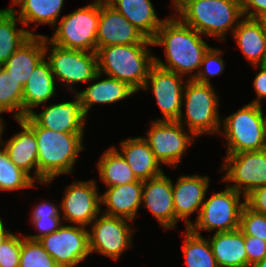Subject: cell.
<instances>
[{"label":"cell","instance_id":"obj_1","mask_svg":"<svg viewBox=\"0 0 266 267\" xmlns=\"http://www.w3.org/2000/svg\"><path fill=\"white\" fill-rule=\"evenodd\" d=\"M199 34L180 19H165L152 42L153 45L165 47L168 64L156 57L155 64L181 76L200 68L203 56L210 46Z\"/></svg>","mask_w":266,"mask_h":267},{"label":"cell","instance_id":"obj_2","mask_svg":"<svg viewBox=\"0 0 266 267\" xmlns=\"http://www.w3.org/2000/svg\"><path fill=\"white\" fill-rule=\"evenodd\" d=\"M23 120L35 131L38 150V182L50 183L59 174L70 173L83 150L84 133H63L40 127L29 115Z\"/></svg>","mask_w":266,"mask_h":267},{"label":"cell","instance_id":"obj_3","mask_svg":"<svg viewBox=\"0 0 266 267\" xmlns=\"http://www.w3.org/2000/svg\"><path fill=\"white\" fill-rule=\"evenodd\" d=\"M153 43L110 45L96 48L98 72L127 83L138 92L143 88L155 57L146 48Z\"/></svg>","mask_w":266,"mask_h":267},{"label":"cell","instance_id":"obj_4","mask_svg":"<svg viewBox=\"0 0 266 267\" xmlns=\"http://www.w3.org/2000/svg\"><path fill=\"white\" fill-rule=\"evenodd\" d=\"M176 11L179 19L196 30L223 40L228 29L233 31L244 16L241 0H187ZM235 25V27H233Z\"/></svg>","mask_w":266,"mask_h":267},{"label":"cell","instance_id":"obj_5","mask_svg":"<svg viewBox=\"0 0 266 267\" xmlns=\"http://www.w3.org/2000/svg\"><path fill=\"white\" fill-rule=\"evenodd\" d=\"M223 121L227 154L266 149V116L263 117L262 106L248 103Z\"/></svg>","mask_w":266,"mask_h":267},{"label":"cell","instance_id":"obj_6","mask_svg":"<svg viewBox=\"0 0 266 267\" xmlns=\"http://www.w3.org/2000/svg\"><path fill=\"white\" fill-rule=\"evenodd\" d=\"M100 4L92 3L65 15L48 40L67 49L96 52Z\"/></svg>","mask_w":266,"mask_h":267},{"label":"cell","instance_id":"obj_7","mask_svg":"<svg viewBox=\"0 0 266 267\" xmlns=\"http://www.w3.org/2000/svg\"><path fill=\"white\" fill-rule=\"evenodd\" d=\"M183 91L186 105V124L192 137L201 134L219 133L220 117L218 98L211 84H202L189 79Z\"/></svg>","mask_w":266,"mask_h":267},{"label":"cell","instance_id":"obj_8","mask_svg":"<svg viewBox=\"0 0 266 267\" xmlns=\"http://www.w3.org/2000/svg\"><path fill=\"white\" fill-rule=\"evenodd\" d=\"M242 193L227 186V189L213 194L204 201L199 210L195 224L189 228L200 235L198 230H214L217 232H229L239 229L240 215L244 202L240 203Z\"/></svg>","mask_w":266,"mask_h":267},{"label":"cell","instance_id":"obj_9","mask_svg":"<svg viewBox=\"0 0 266 267\" xmlns=\"http://www.w3.org/2000/svg\"><path fill=\"white\" fill-rule=\"evenodd\" d=\"M46 43L52 46L48 62L53 75L69 84V88L71 84L86 83L101 77L96 52L63 48L51 43L47 38Z\"/></svg>","mask_w":266,"mask_h":267},{"label":"cell","instance_id":"obj_10","mask_svg":"<svg viewBox=\"0 0 266 267\" xmlns=\"http://www.w3.org/2000/svg\"><path fill=\"white\" fill-rule=\"evenodd\" d=\"M223 169L224 181L235 182L230 186L245 197L254 189L266 186V149L227 154Z\"/></svg>","mask_w":266,"mask_h":267},{"label":"cell","instance_id":"obj_11","mask_svg":"<svg viewBox=\"0 0 266 267\" xmlns=\"http://www.w3.org/2000/svg\"><path fill=\"white\" fill-rule=\"evenodd\" d=\"M88 232L83 226L61 225L38 242L60 267H75L90 254Z\"/></svg>","mask_w":266,"mask_h":267},{"label":"cell","instance_id":"obj_12","mask_svg":"<svg viewBox=\"0 0 266 267\" xmlns=\"http://www.w3.org/2000/svg\"><path fill=\"white\" fill-rule=\"evenodd\" d=\"M89 234V249L115 260L131 244L132 230L125 218L110 216L103 213L92 222Z\"/></svg>","mask_w":266,"mask_h":267},{"label":"cell","instance_id":"obj_13","mask_svg":"<svg viewBox=\"0 0 266 267\" xmlns=\"http://www.w3.org/2000/svg\"><path fill=\"white\" fill-rule=\"evenodd\" d=\"M144 138L160 163L176 166L186 147L191 145V136L183 132V123L155 120Z\"/></svg>","mask_w":266,"mask_h":267},{"label":"cell","instance_id":"obj_14","mask_svg":"<svg viewBox=\"0 0 266 267\" xmlns=\"http://www.w3.org/2000/svg\"><path fill=\"white\" fill-rule=\"evenodd\" d=\"M148 79L152 84V91L164 115V118L159 120L178 121L182 124L184 87L182 86L181 75L154 64L149 71L143 86L144 89L149 88Z\"/></svg>","mask_w":266,"mask_h":267},{"label":"cell","instance_id":"obj_15","mask_svg":"<svg viewBox=\"0 0 266 267\" xmlns=\"http://www.w3.org/2000/svg\"><path fill=\"white\" fill-rule=\"evenodd\" d=\"M61 203L64 220L85 227L100 213V195L95 180L76 182L68 187Z\"/></svg>","mask_w":266,"mask_h":267},{"label":"cell","instance_id":"obj_16","mask_svg":"<svg viewBox=\"0 0 266 267\" xmlns=\"http://www.w3.org/2000/svg\"><path fill=\"white\" fill-rule=\"evenodd\" d=\"M138 43L153 42L110 4H100L97 48Z\"/></svg>","mask_w":266,"mask_h":267},{"label":"cell","instance_id":"obj_17","mask_svg":"<svg viewBox=\"0 0 266 267\" xmlns=\"http://www.w3.org/2000/svg\"><path fill=\"white\" fill-rule=\"evenodd\" d=\"M165 229L175 228L172 180L164 173L143 181L142 201Z\"/></svg>","mask_w":266,"mask_h":267},{"label":"cell","instance_id":"obj_18","mask_svg":"<svg viewBox=\"0 0 266 267\" xmlns=\"http://www.w3.org/2000/svg\"><path fill=\"white\" fill-rule=\"evenodd\" d=\"M75 101L63 102L46 107L40 114H28L40 127L63 133H83L84 114L80 97Z\"/></svg>","mask_w":266,"mask_h":267},{"label":"cell","instance_id":"obj_19","mask_svg":"<svg viewBox=\"0 0 266 267\" xmlns=\"http://www.w3.org/2000/svg\"><path fill=\"white\" fill-rule=\"evenodd\" d=\"M208 186L209 178L198 175H184L175 185L172 183L175 216L178 220L186 219L187 228L193 224L187 217L202 207Z\"/></svg>","mask_w":266,"mask_h":267},{"label":"cell","instance_id":"obj_20","mask_svg":"<svg viewBox=\"0 0 266 267\" xmlns=\"http://www.w3.org/2000/svg\"><path fill=\"white\" fill-rule=\"evenodd\" d=\"M48 49L45 36L32 35L4 63V69L24 86L35 67L46 57Z\"/></svg>","mask_w":266,"mask_h":267},{"label":"cell","instance_id":"obj_21","mask_svg":"<svg viewBox=\"0 0 266 267\" xmlns=\"http://www.w3.org/2000/svg\"><path fill=\"white\" fill-rule=\"evenodd\" d=\"M143 181L108 187L100 195L101 203L108 206L104 213L110 216L134 220L142 201Z\"/></svg>","mask_w":266,"mask_h":267},{"label":"cell","instance_id":"obj_22","mask_svg":"<svg viewBox=\"0 0 266 267\" xmlns=\"http://www.w3.org/2000/svg\"><path fill=\"white\" fill-rule=\"evenodd\" d=\"M122 153L138 180H148L163 173L160 162L143 137L129 138L121 142Z\"/></svg>","mask_w":266,"mask_h":267},{"label":"cell","instance_id":"obj_23","mask_svg":"<svg viewBox=\"0 0 266 267\" xmlns=\"http://www.w3.org/2000/svg\"><path fill=\"white\" fill-rule=\"evenodd\" d=\"M209 243L218 267H248L244 234L240 229L215 232Z\"/></svg>","mask_w":266,"mask_h":267},{"label":"cell","instance_id":"obj_24","mask_svg":"<svg viewBox=\"0 0 266 267\" xmlns=\"http://www.w3.org/2000/svg\"><path fill=\"white\" fill-rule=\"evenodd\" d=\"M23 131L15 134L7 141L4 148L10 160L29 176L30 170L36 167L33 180H38V150L35 131L23 120L17 119Z\"/></svg>","mask_w":266,"mask_h":267},{"label":"cell","instance_id":"obj_25","mask_svg":"<svg viewBox=\"0 0 266 267\" xmlns=\"http://www.w3.org/2000/svg\"><path fill=\"white\" fill-rule=\"evenodd\" d=\"M55 76L45 58L35 67L23 89V118L55 94Z\"/></svg>","mask_w":266,"mask_h":267},{"label":"cell","instance_id":"obj_26","mask_svg":"<svg viewBox=\"0 0 266 267\" xmlns=\"http://www.w3.org/2000/svg\"><path fill=\"white\" fill-rule=\"evenodd\" d=\"M110 5L151 40L165 21L158 19L150 0H113Z\"/></svg>","mask_w":266,"mask_h":267},{"label":"cell","instance_id":"obj_27","mask_svg":"<svg viewBox=\"0 0 266 267\" xmlns=\"http://www.w3.org/2000/svg\"><path fill=\"white\" fill-rule=\"evenodd\" d=\"M232 34L245 57L255 66L262 65L266 56V36L261 21L245 17Z\"/></svg>","mask_w":266,"mask_h":267},{"label":"cell","instance_id":"obj_28","mask_svg":"<svg viewBox=\"0 0 266 267\" xmlns=\"http://www.w3.org/2000/svg\"><path fill=\"white\" fill-rule=\"evenodd\" d=\"M135 92L127 83L108 77L76 94L80 97L84 114L87 115L90 107L95 103H114L131 96Z\"/></svg>","mask_w":266,"mask_h":267},{"label":"cell","instance_id":"obj_29","mask_svg":"<svg viewBox=\"0 0 266 267\" xmlns=\"http://www.w3.org/2000/svg\"><path fill=\"white\" fill-rule=\"evenodd\" d=\"M13 8L0 10V63L4 64L9 57L33 34L24 29H16V21L20 19Z\"/></svg>","mask_w":266,"mask_h":267},{"label":"cell","instance_id":"obj_30","mask_svg":"<svg viewBox=\"0 0 266 267\" xmlns=\"http://www.w3.org/2000/svg\"><path fill=\"white\" fill-rule=\"evenodd\" d=\"M98 169L101 180L108 187L138 181L124 157L113 147L99 159Z\"/></svg>","mask_w":266,"mask_h":267},{"label":"cell","instance_id":"obj_31","mask_svg":"<svg viewBox=\"0 0 266 267\" xmlns=\"http://www.w3.org/2000/svg\"><path fill=\"white\" fill-rule=\"evenodd\" d=\"M13 4L20 5L18 18L25 26L30 22L49 23L54 26L64 0H13Z\"/></svg>","mask_w":266,"mask_h":267},{"label":"cell","instance_id":"obj_32","mask_svg":"<svg viewBox=\"0 0 266 267\" xmlns=\"http://www.w3.org/2000/svg\"><path fill=\"white\" fill-rule=\"evenodd\" d=\"M182 251L187 267H218L209 240L194 233L190 228L186 229V239Z\"/></svg>","mask_w":266,"mask_h":267},{"label":"cell","instance_id":"obj_33","mask_svg":"<svg viewBox=\"0 0 266 267\" xmlns=\"http://www.w3.org/2000/svg\"><path fill=\"white\" fill-rule=\"evenodd\" d=\"M24 86L3 69L0 75V113L17 110L14 118L23 119Z\"/></svg>","mask_w":266,"mask_h":267},{"label":"cell","instance_id":"obj_34","mask_svg":"<svg viewBox=\"0 0 266 267\" xmlns=\"http://www.w3.org/2000/svg\"><path fill=\"white\" fill-rule=\"evenodd\" d=\"M32 176L18 168L9 158L6 149H0V191L18 190L34 186Z\"/></svg>","mask_w":266,"mask_h":267},{"label":"cell","instance_id":"obj_35","mask_svg":"<svg viewBox=\"0 0 266 267\" xmlns=\"http://www.w3.org/2000/svg\"><path fill=\"white\" fill-rule=\"evenodd\" d=\"M19 267H60L38 241L22 238Z\"/></svg>","mask_w":266,"mask_h":267},{"label":"cell","instance_id":"obj_36","mask_svg":"<svg viewBox=\"0 0 266 267\" xmlns=\"http://www.w3.org/2000/svg\"><path fill=\"white\" fill-rule=\"evenodd\" d=\"M239 229L244 236L266 241V214L255 212L245 204L240 215Z\"/></svg>","mask_w":266,"mask_h":267},{"label":"cell","instance_id":"obj_37","mask_svg":"<svg viewBox=\"0 0 266 267\" xmlns=\"http://www.w3.org/2000/svg\"><path fill=\"white\" fill-rule=\"evenodd\" d=\"M221 53V49H213L210 47L204 54L200 66V69L204 66V72L202 70H199L196 74L192 75L190 79H193L196 82L202 84H211L208 79V75L216 76L221 74L225 66L223 59L219 56Z\"/></svg>","mask_w":266,"mask_h":267},{"label":"cell","instance_id":"obj_38","mask_svg":"<svg viewBox=\"0 0 266 267\" xmlns=\"http://www.w3.org/2000/svg\"><path fill=\"white\" fill-rule=\"evenodd\" d=\"M22 239L11 234L0 244V267H19Z\"/></svg>","mask_w":266,"mask_h":267},{"label":"cell","instance_id":"obj_39","mask_svg":"<svg viewBox=\"0 0 266 267\" xmlns=\"http://www.w3.org/2000/svg\"><path fill=\"white\" fill-rule=\"evenodd\" d=\"M248 267L262 261L266 257V241L253 236H244Z\"/></svg>","mask_w":266,"mask_h":267},{"label":"cell","instance_id":"obj_40","mask_svg":"<svg viewBox=\"0 0 266 267\" xmlns=\"http://www.w3.org/2000/svg\"><path fill=\"white\" fill-rule=\"evenodd\" d=\"M60 217H41L37 220H34L32 223L37 229H39V235H29L26 238L33 241H38L42 237L55 232L60 226L61 221Z\"/></svg>","mask_w":266,"mask_h":267},{"label":"cell","instance_id":"obj_41","mask_svg":"<svg viewBox=\"0 0 266 267\" xmlns=\"http://www.w3.org/2000/svg\"><path fill=\"white\" fill-rule=\"evenodd\" d=\"M245 204L255 212L266 214V186L250 192L245 197Z\"/></svg>","mask_w":266,"mask_h":267},{"label":"cell","instance_id":"obj_42","mask_svg":"<svg viewBox=\"0 0 266 267\" xmlns=\"http://www.w3.org/2000/svg\"><path fill=\"white\" fill-rule=\"evenodd\" d=\"M242 11L246 18L260 19L266 16V0H241ZM253 9V11H249ZM255 11V12H254Z\"/></svg>","mask_w":266,"mask_h":267},{"label":"cell","instance_id":"obj_43","mask_svg":"<svg viewBox=\"0 0 266 267\" xmlns=\"http://www.w3.org/2000/svg\"><path fill=\"white\" fill-rule=\"evenodd\" d=\"M259 68L260 72L256 75L253 82L258 98L251 103L261 106L260 100L266 97V67L259 65Z\"/></svg>","mask_w":266,"mask_h":267},{"label":"cell","instance_id":"obj_44","mask_svg":"<svg viewBox=\"0 0 266 267\" xmlns=\"http://www.w3.org/2000/svg\"><path fill=\"white\" fill-rule=\"evenodd\" d=\"M58 210L59 209L55 205L48 202H42L34 208L32 222L41 217H60Z\"/></svg>","mask_w":266,"mask_h":267},{"label":"cell","instance_id":"obj_45","mask_svg":"<svg viewBox=\"0 0 266 267\" xmlns=\"http://www.w3.org/2000/svg\"><path fill=\"white\" fill-rule=\"evenodd\" d=\"M11 234L12 233L10 231L5 230L2 219L0 218V244L4 242Z\"/></svg>","mask_w":266,"mask_h":267},{"label":"cell","instance_id":"obj_46","mask_svg":"<svg viewBox=\"0 0 266 267\" xmlns=\"http://www.w3.org/2000/svg\"><path fill=\"white\" fill-rule=\"evenodd\" d=\"M187 0H173L174 7L177 10L182 4H184Z\"/></svg>","mask_w":266,"mask_h":267},{"label":"cell","instance_id":"obj_47","mask_svg":"<svg viewBox=\"0 0 266 267\" xmlns=\"http://www.w3.org/2000/svg\"><path fill=\"white\" fill-rule=\"evenodd\" d=\"M252 267H266V257L257 263H255Z\"/></svg>","mask_w":266,"mask_h":267},{"label":"cell","instance_id":"obj_48","mask_svg":"<svg viewBox=\"0 0 266 267\" xmlns=\"http://www.w3.org/2000/svg\"><path fill=\"white\" fill-rule=\"evenodd\" d=\"M262 23V26L264 28L265 36H266V16H263L259 19Z\"/></svg>","mask_w":266,"mask_h":267},{"label":"cell","instance_id":"obj_49","mask_svg":"<svg viewBox=\"0 0 266 267\" xmlns=\"http://www.w3.org/2000/svg\"><path fill=\"white\" fill-rule=\"evenodd\" d=\"M113 0H95L97 4H110Z\"/></svg>","mask_w":266,"mask_h":267},{"label":"cell","instance_id":"obj_50","mask_svg":"<svg viewBox=\"0 0 266 267\" xmlns=\"http://www.w3.org/2000/svg\"><path fill=\"white\" fill-rule=\"evenodd\" d=\"M3 125H2V118H1V116H0V140H1V135H2V133H3Z\"/></svg>","mask_w":266,"mask_h":267},{"label":"cell","instance_id":"obj_51","mask_svg":"<svg viewBox=\"0 0 266 267\" xmlns=\"http://www.w3.org/2000/svg\"><path fill=\"white\" fill-rule=\"evenodd\" d=\"M3 69H4V64L0 63V75L2 74Z\"/></svg>","mask_w":266,"mask_h":267},{"label":"cell","instance_id":"obj_52","mask_svg":"<svg viewBox=\"0 0 266 267\" xmlns=\"http://www.w3.org/2000/svg\"><path fill=\"white\" fill-rule=\"evenodd\" d=\"M264 67H266V56H265V60H264V62H263V64H262Z\"/></svg>","mask_w":266,"mask_h":267}]
</instances>
